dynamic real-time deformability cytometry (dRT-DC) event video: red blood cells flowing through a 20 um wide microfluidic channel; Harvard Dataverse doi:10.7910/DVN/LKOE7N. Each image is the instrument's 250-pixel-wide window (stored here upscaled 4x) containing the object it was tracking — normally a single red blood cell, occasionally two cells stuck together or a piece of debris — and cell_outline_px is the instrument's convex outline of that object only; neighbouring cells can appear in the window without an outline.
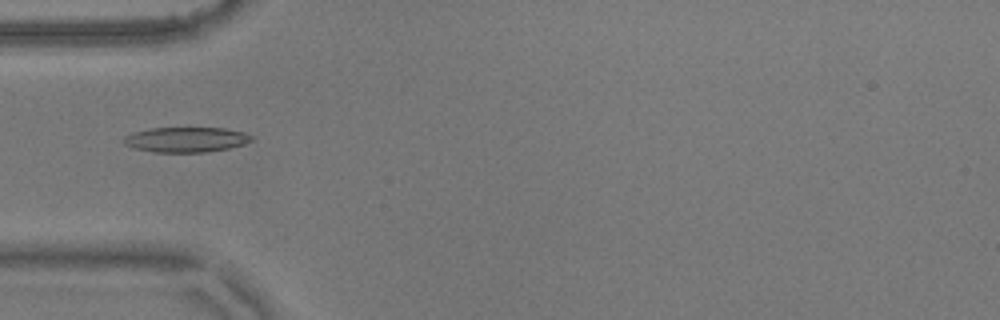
{"species": "common noctule bat (a hibernating species)", "species_latin": "Nyctalus noctula", "temperature_condition": "warm", "stored_images_in_passage": 43, "camera_frame_rate_fps": 3000, "um_per_image_px": 0.085, "animal": {"sex": "male", "body_mass_g": 17.9}, "frame": {"image": 1, "passage_image": 5, "time_ms": 1.333, "image_size_px": [1000, 320], "cell_outline_px": [[256, 136], [252, 140], [244, 144], [228, 148], [204, 152], [156, 152], [136, 148], [124, 144], [124, 136], [132, 132], [152, 128], [224, 128], [244, 132]], "centroid_in_image_um": [15.85, 11.86], "position_along_channel_um": 69.2, "area_um2": 18.61}}
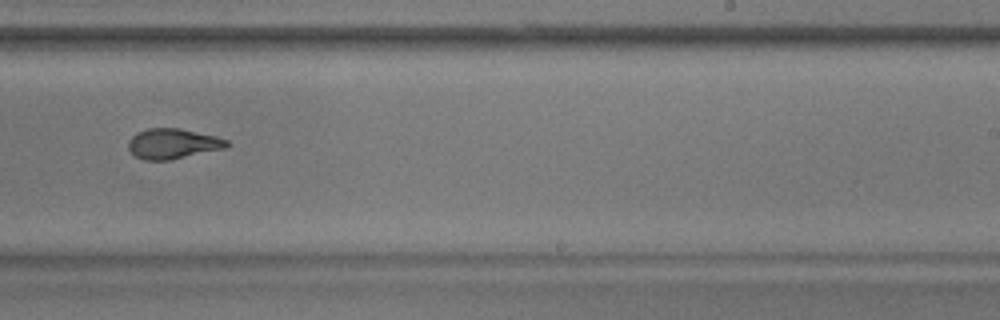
{"frame": {"image": 2, "passage_image": 22, "time_ms": 7.0, "image_size_px": [1000, 320], "cell_outline_px": [[232, 144], [228, 148], [168, 160], [144, 160], [136, 156], [128, 148], [128, 140], [136, 132], [148, 128], [180, 128], [216, 136], [228, 140]], "centroid_in_image_um": [14.73, 12.21], "position_along_channel_um": 274.3, "area_um2": 17.51}}
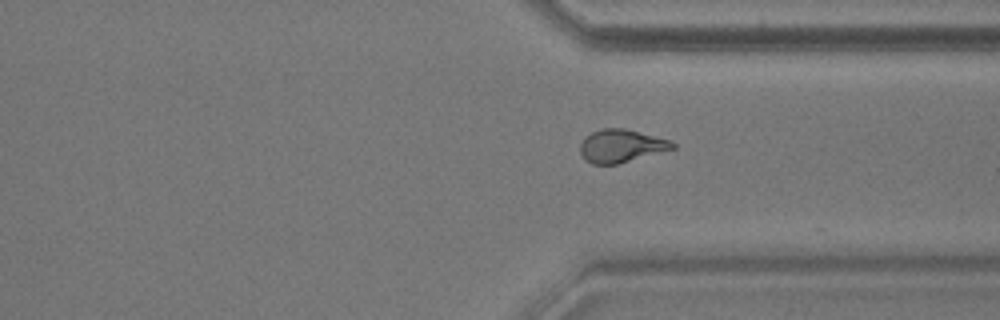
{"frame": {"image": 3, "passage_image": 29, "time_ms": 9.333, "image_size_px": [1000, 320], "cell_outline_px": [[676, 148], [616, 164], [592, 164], [584, 160], [580, 152], [580, 144], [584, 136], [600, 128], [624, 128], [672, 140], [676, 144]], "centroid_in_image_um": [52.79, 12.39], "position_along_channel_um": 358.6, "area_um2": 17.86}, "authors_computed_cell_mechanics": {"area_um2": 17.8602, "velocity_mm_per_s": 3.6008, "shape_relaxation_time_tau1_ms": 5.4727, "shape_relaxation_time_tau2_ms": 1.7266, "deformation_change_tau1": 0.1815, "deformation_change_tau2": 0.0855}}